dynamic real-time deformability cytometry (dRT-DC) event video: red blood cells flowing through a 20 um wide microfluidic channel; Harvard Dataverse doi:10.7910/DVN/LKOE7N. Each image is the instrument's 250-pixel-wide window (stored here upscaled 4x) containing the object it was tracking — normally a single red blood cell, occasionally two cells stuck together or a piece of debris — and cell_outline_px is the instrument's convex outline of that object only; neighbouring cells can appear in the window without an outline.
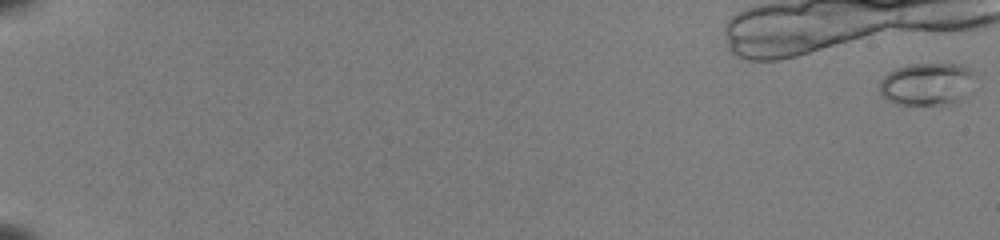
{"species": "common noctule bat (a hibernating species)", "species_latin": "Nyctalus noctula", "temperature_condition": "room temperature", "stored_images_in_passage": 20, "camera_frame_rate_fps": 3000, "um_per_image_px": 0.085, "animal": {"sex": "female", "body_mass_g": 22.0, "forearm_length_mm": 56.7}, "frame": {"image": 1, "passage_image": 1, "time_ms": 0.0, "image_size_px": [1000, 240], "cell_outline_px": [[976, 76], [972, 92], [964, 100], [956, 104], [896, 104], [888, 100], [880, 92], [880, 80], [888, 72], [896, 68], [908, 64], [960, 64], [968, 68]], "centroid_in_image_um": [78.88, 7.15], "position_along_channel_um": 6.1, "area_um2": 24.22}}